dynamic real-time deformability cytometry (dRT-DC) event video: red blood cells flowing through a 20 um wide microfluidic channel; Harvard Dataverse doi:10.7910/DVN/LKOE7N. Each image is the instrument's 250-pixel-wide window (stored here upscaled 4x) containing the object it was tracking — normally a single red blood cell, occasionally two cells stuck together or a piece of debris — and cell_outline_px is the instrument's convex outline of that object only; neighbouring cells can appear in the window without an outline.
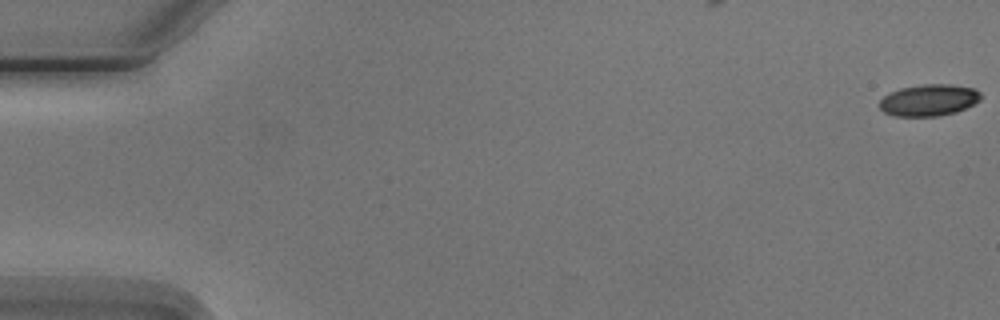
{"species": "Egyptian fruit bat (a non-hibernating species)", "species_latin": "Rousettus aegyptiacus", "temperature_condition": "cold", "stored_images_in_passage": 5, "camera_frame_rate_fps": 3000, "um_per_image_px": 0.085, "animal": {"sex": "male"}, "frame": {"image": 1, "passage_image": 1, "time_ms": 0.0, "image_size_px": [1000, 320], "cell_outline_px": [[980, 100], [956, 112], [936, 116], [896, 116], [884, 112], [880, 108], [880, 100], [884, 96], [900, 88], [924, 84], [948, 84], [972, 88], [980, 92]], "centroid_in_image_um": [78.94, 8.51], "position_along_channel_um": 6.1, "area_um2": 18.38}}